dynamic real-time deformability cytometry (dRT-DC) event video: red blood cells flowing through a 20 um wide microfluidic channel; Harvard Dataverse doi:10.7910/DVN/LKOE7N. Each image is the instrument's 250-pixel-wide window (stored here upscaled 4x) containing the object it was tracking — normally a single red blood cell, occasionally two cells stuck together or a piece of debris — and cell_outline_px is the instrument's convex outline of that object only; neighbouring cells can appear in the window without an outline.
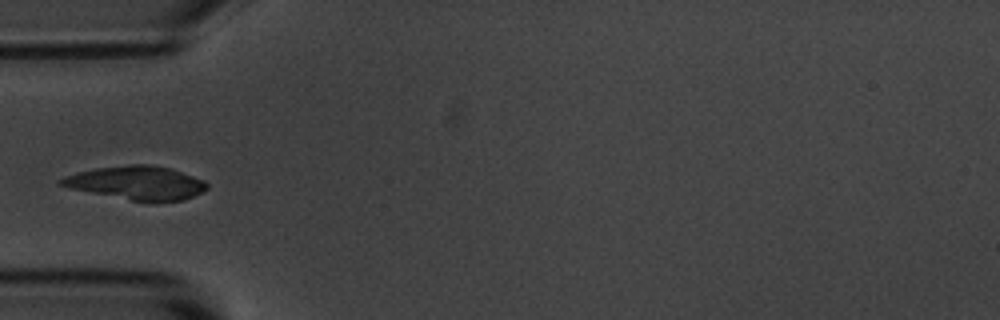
{"species": "common noctule bat (a hibernating species)", "species_latin": "Nyctalus noctula", "temperature_condition": "room temperature", "stored_images_in_passage": 7, "camera_frame_rate_fps": 3000, "um_per_image_px": 0.085, "animal": {"sex": "male", "body_mass_g": 20.1, "forearm_length_mm": 53.5}, "frame": {"image": 1, "passage_image": 5, "time_ms": 4.667, "image_size_px": [1000, 320], "cell_outline_px": [[208, 188], [184, 200], [152, 204], [148, 204], [72, 188], [56, 184], [56, 180], [64, 176], [76, 172], [96, 168], [132, 164], [148, 164], [172, 168], [204, 180], [208, 184]], "centroid_in_image_um": [11.63, 15.56], "position_along_channel_um": 73.4, "area_um2": 29.02}}
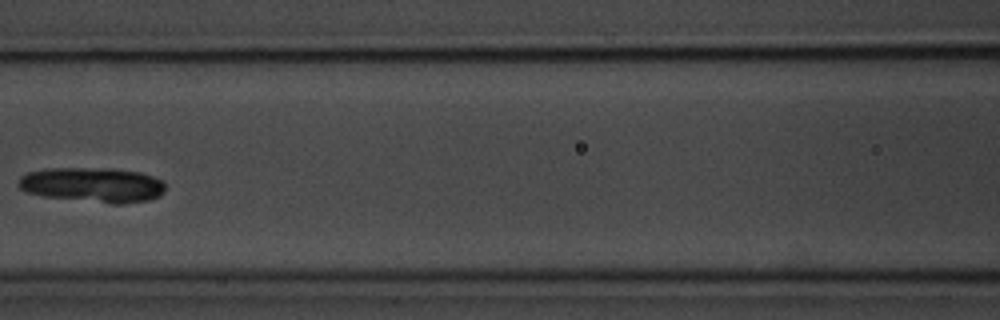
{"frame": {"image": 2, "passage_image": 7, "time_ms": 7.0, "image_size_px": [1000, 320], "cell_outline_px": [[164, 192], [160, 196], [148, 200], [124, 204], [112, 204], [40, 196], [24, 192], [16, 184], [20, 176], [28, 172], [48, 168], [112, 168], [140, 172], [164, 180]], "centroid_in_image_um": [7.86, 15.72], "position_along_channel_um": 158.7, "area_um2": 30.4}}